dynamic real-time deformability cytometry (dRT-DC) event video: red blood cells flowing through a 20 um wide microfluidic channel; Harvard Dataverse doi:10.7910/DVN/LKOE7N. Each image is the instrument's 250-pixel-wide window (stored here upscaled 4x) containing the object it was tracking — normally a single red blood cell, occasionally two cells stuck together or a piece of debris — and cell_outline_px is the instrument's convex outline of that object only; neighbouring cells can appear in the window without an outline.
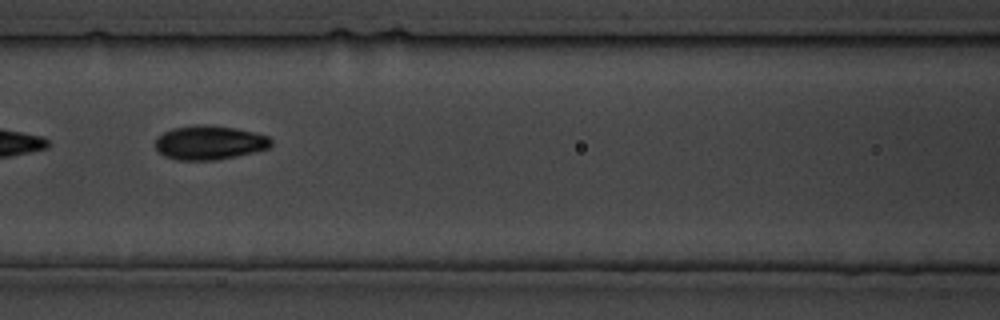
{"species": "common noctule bat (a hibernating species)", "species_latin": "Nyctalus noctula", "temperature_condition": "cold", "stored_images_in_passage": 21, "camera_frame_rate_fps": 3000, "um_per_image_px": 0.085, "animal": {"sex": "male", "body_mass_g": 19.5, "forearm_length_mm": 54.6}, "frame": {"image": 1, "passage_image": 10, "time_ms": 11.333, "image_size_px": [1000, 320], "cell_outline_px": [[272, 144], [268, 148], [236, 156], [216, 160], [176, 160], [164, 156], [156, 148], [156, 136], [172, 128], [196, 124], [204, 124], [232, 128], [252, 132], [268, 136], [272, 140]], "centroid_in_image_um": [17.76, 12.12], "position_along_channel_um": 148.8, "area_um2": 22.89}}